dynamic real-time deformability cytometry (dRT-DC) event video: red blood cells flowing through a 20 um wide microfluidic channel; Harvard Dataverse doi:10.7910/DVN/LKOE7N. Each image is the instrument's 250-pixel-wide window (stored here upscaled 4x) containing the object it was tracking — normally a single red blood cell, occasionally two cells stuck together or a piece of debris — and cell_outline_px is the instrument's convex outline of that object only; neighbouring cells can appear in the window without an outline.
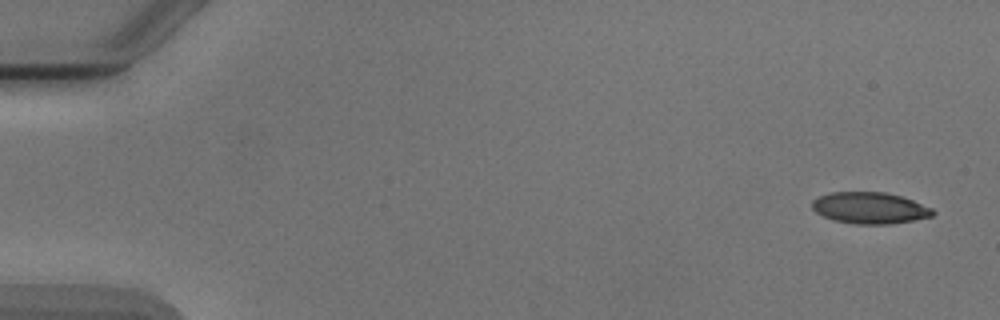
{"species": "Egyptian fruit bat (a non-hibernating species)", "species_latin": "Rousettus aegyptiacus", "temperature_condition": "cold", "stored_images_in_passage": 6, "camera_frame_rate_fps": 3000, "um_per_image_px": 0.085, "animal": {"sex": "male"}, "frame": {"image": 1, "passage_image": 1, "time_ms": 0.0, "image_size_px": [1000, 320], "cell_outline_px": [[936, 212], [932, 216], [892, 224], [856, 224], [832, 220], [816, 212], [812, 208], [812, 200], [820, 196], [832, 192], [884, 192], [900, 196], [912, 200], [932, 208]], "centroid_in_image_um": [73.92, 17.68], "position_along_channel_um": 11.1, "area_um2": 22.02}}